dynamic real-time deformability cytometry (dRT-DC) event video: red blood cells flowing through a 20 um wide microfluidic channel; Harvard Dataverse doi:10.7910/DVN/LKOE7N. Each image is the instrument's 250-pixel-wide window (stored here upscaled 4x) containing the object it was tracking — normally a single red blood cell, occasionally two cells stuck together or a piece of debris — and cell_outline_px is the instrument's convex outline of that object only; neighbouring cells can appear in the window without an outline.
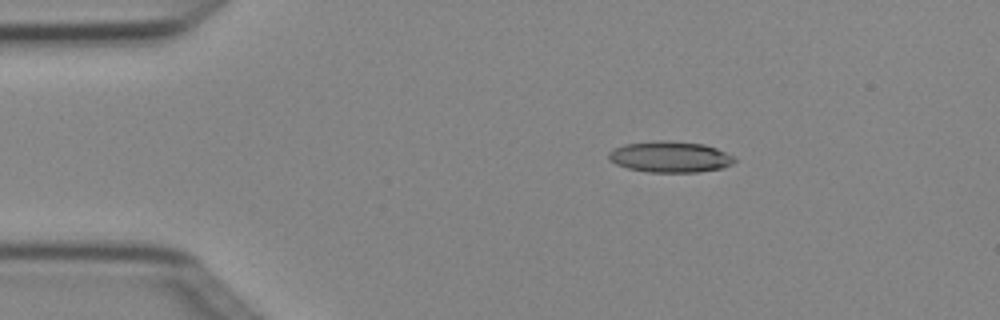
{"species": "Egyptian fruit bat (a non-hibernating species)", "species_latin": "Rousettus aegyptiacus", "temperature_condition": "cold", "stored_images_in_passage": 2, "camera_frame_rate_fps": 3000, "um_per_image_px": 0.085, "animal": {"sex": "female"}, "frame": {"image": 1, "passage_image": 1, "time_ms": 0.0, "image_size_px": [1000, 320], "cell_outline_px": [[736, 160], [732, 164], [720, 168], [696, 172], [648, 172], [628, 168], [616, 164], [608, 160], [608, 152], [624, 144], [652, 140], [668, 140], [704, 144], [716, 148], [732, 156]], "centroid_in_image_um": [56.91, 13.32], "position_along_channel_um": 28.1, "area_um2": 22.77}}